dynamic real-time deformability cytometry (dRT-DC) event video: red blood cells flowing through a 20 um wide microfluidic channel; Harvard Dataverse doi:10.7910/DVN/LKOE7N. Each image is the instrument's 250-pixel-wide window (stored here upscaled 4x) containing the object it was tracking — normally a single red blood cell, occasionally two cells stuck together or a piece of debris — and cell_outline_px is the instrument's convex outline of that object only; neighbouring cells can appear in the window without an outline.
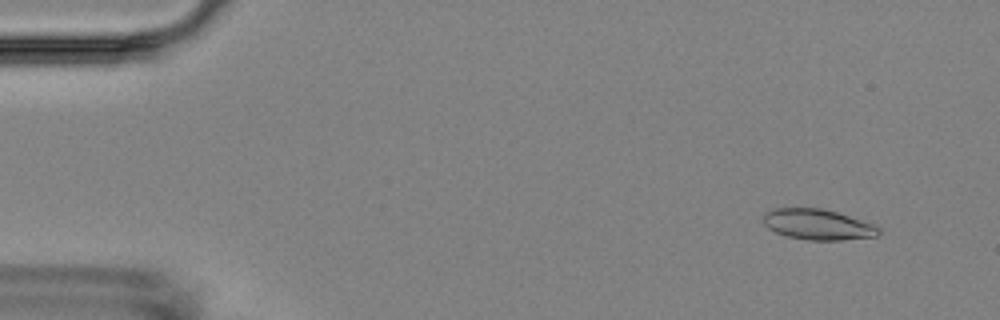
{"species": "Egyptian fruit bat (a non-hibernating species)", "species_latin": "Rousettus aegyptiacus", "temperature_condition": "room temperature", "stored_images_in_passage": 3, "camera_frame_rate_fps": 3000, "um_per_image_px": 0.085, "animal": {"sex": "female"}, "frame": {"image": 1, "passage_image": 2, "time_ms": 1.333, "image_size_px": [1000, 320], "cell_outline_px": [[880, 236], [840, 240], [808, 240], [788, 236], [776, 232], [768, 228], [764, 224], [764, 216], [772, 208], [824, 208], [872, 224], [880, 228]], "centroid_in_image_um": [69.52, 19.08], "position_along_channel_um": 15.5, "area_um2": 20.4}}